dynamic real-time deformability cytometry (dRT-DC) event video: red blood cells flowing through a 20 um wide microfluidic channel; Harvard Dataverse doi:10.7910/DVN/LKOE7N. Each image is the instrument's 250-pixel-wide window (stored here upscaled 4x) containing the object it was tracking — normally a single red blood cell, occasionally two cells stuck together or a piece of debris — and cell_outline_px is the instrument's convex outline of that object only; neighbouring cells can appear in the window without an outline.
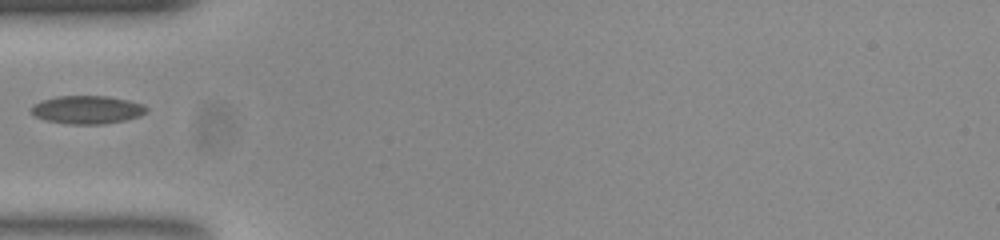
{"species": "common noctule bat (a hibernating species)", "species_latin": "Nyctalus noctula", "temperature_condition": "room temperature", "stored_images_in_passage": 7, "camera_frame_rate_fps": 3000, "um_per_image_px": 0.085, "animal": {"sex": "female", "body_mass_g": 23.0, "forearm_length_mm": 53.4}, "frame": {"image": 1, "passage_image": 1, "time_ms": 0.0, "image_size_px": [1000, 240], "cell_outline_px": [[148, 112], [140, 116], [124, 120], [100, 124], [72, 124], [48, 120], [36, 116], [32, 112], [32, 108], [36, 104], [44, 100], [56, 96], [108, 96], [128, 100], [144, 104], [148, 108]], "centroid_in_image_um": [7.5, 9.32], "position_along_channel_um": 77.5, "area_um2": 18.61}}